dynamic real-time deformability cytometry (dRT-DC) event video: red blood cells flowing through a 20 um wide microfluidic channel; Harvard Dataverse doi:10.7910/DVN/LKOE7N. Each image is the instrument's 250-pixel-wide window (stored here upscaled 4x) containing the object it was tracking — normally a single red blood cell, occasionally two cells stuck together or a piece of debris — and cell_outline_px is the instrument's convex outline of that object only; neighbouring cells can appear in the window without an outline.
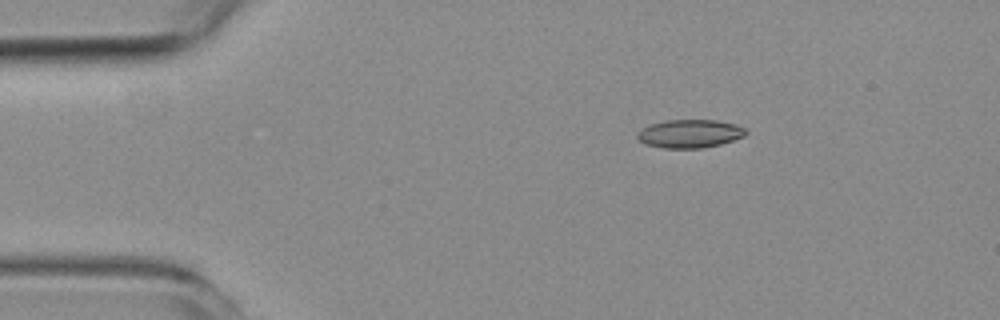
{"species": "common noctule bat (a hibernating species)", "species_latin": "Nyctalus noctula", "temperature_condition": "room temperature", "stored_images_in_passage": 5, "camera_frame_rate_fps": 3000, "um_per_image_px": 0.085, "animal": {"sex": "female", "body_mass_g": 19.3, "forearm_length_mm": 54.1}, "frame": {"image": 1, "passage_image": 3, "time_ms": 2.667, "image_size_px": [1000, 320], "cell_outline_px": [[748, 132], [744, 136], [720, 144], [700, 148], [664, 148], [644, 144], [636, 136], [636, 132], [640, 128], [664, 120], [716, 120], [736, 124], [744, 128]], "centroid_in_image_um": [58.6, 11.35], "position_along_channel_um": 26.4, "area_um2": 17.92}}